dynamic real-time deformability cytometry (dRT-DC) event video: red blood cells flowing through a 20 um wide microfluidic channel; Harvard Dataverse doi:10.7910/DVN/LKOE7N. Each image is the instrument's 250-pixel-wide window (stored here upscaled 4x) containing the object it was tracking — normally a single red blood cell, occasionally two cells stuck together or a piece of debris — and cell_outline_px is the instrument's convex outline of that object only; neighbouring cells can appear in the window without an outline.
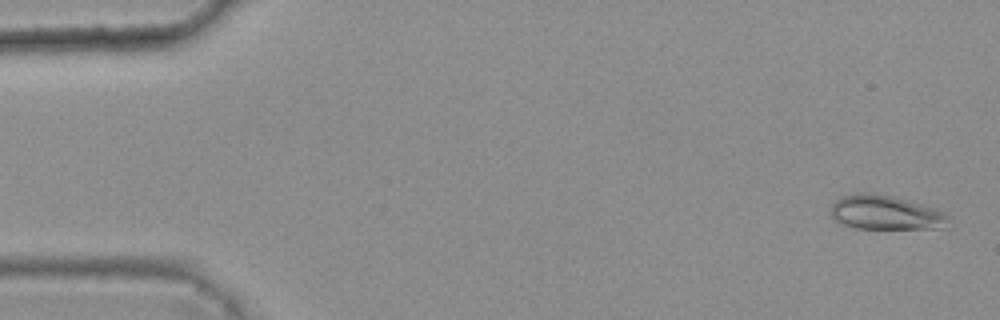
{"species": "common noctule bat (a hibernating species)", "species_latin": "Nyctalus noctula", "temperature_condition": "warm", "stored_images_in_passage": 46, "camera_frame_rate_fps": 3000, "um_per_image_px": 0.085, "animal": {"sex": "female", "body_mass_g": 25.1}, "frame": {"image": 1, "passage_image": 2, "time_ms": 0.333, "image_size_px": [1000, 320], "cell_outline_px": [[952, 216], [944, 228], [856, 228], [844, 224], [836, 220], [832, 216], [832, 204], [840, 196], [856, 192], [872, 192], [892, 196], [908, 200], [936, 208]], "centroid_in_image_um": [75.31, 18.05], "position_along_channel_um": 9.7, "area_um2": 23.64}}
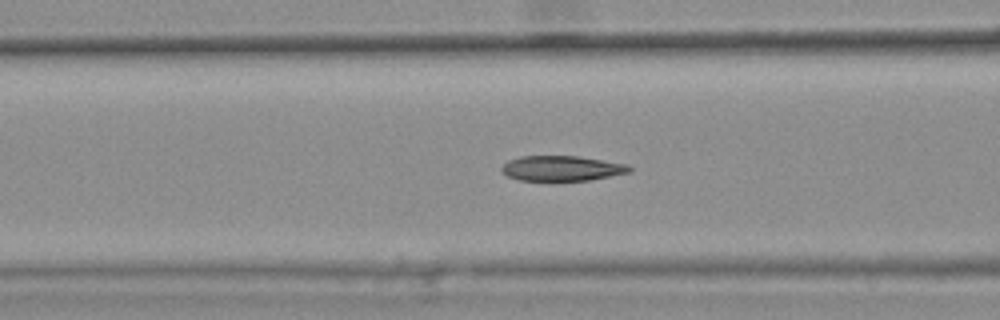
{"frame": {"image": 2, "passage_image": 21, "time_ms": 6.667, "image_size_px": [1000, 320], "cell_outline_px": [[632, 172], [592, 180], [552, 184], [520, 180], [508, 176], [500, 168], [508, 160], [520, 156], [576, 156], [628, 164], [632, 168]], "centroid_in_image_um": [47.76, 14.36], "position_along_channel_um": 118.8, "area_um2": 19.71}}
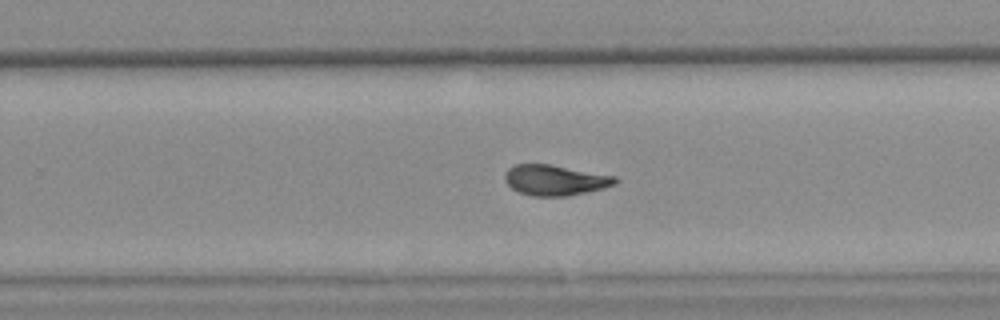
{"frame": {"image": 3, "passage_image": 34, "time_ms": 11.0, "image_size_px": [1000, 320], "cell_outline_px": [[620, 180], [616, 184], [604, 188], [568, 196], [532, 196], [520, 192], [512, 188], [504, 180], [504, 176], [508, 168], [516, 164], [548, 164], [616, 176]], "centroid_in_image_um": [47.2, 15.31], "position_along_channel_um": 282.6, "area_um2": 19.59}, "authors_computed_cell_mechanics": {"area_um2": 19.9988, "velocity_mm_per_s": 3.7849, "shape_relaxation_time_tau1_ms": 10.2202, "shape_relaxation_time_tau2_ms": 3.0723, "deformation_change_tau1": 0.2296, "deformation_change_tau2": 0.0814}}